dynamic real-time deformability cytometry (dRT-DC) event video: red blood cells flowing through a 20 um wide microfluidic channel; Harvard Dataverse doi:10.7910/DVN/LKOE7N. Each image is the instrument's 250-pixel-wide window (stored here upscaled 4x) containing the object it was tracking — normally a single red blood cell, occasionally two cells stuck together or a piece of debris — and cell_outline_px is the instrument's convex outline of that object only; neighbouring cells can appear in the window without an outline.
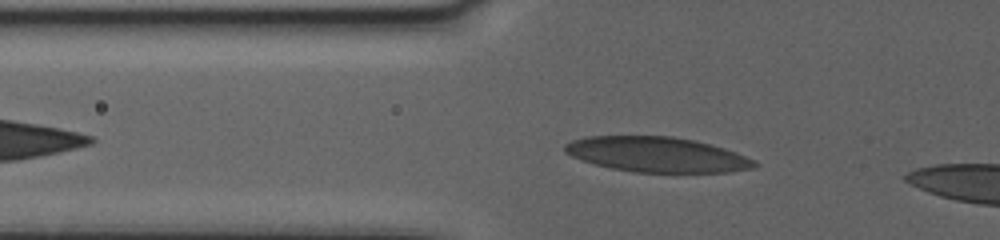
{"species": "human", "species_latin": "Homo sapiens", "temperature_condition": "warm", "stored_images_in_passage": 44, "camera_frame_rate_fps": 3000, "um_per_image_px": 0.085, "donor": {"sex": "female"}, "frame": {"image": 1, "passage_image": 9, "time_ms": 2.667, "image_size_px": [1000, 240], "cell_outline_px": [[760, 164], [756, 168], [728, 172], [632, 172], [612, 168], [596, 164], [572, 156], [564, 152], [564, 144], [572, 140], [588, 136], [672, 136], [692, 140], [724, 148], [736, 152], [756, 160]], "centroid_in_image_um": [55.88, 13.14], "position_along_channel_um": 69.9, "area_um2": 38.73}}
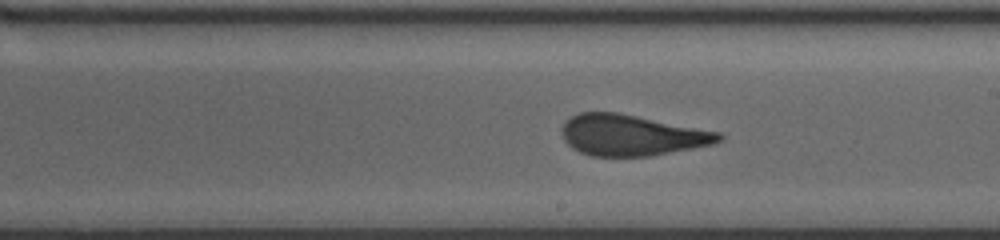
{"frame": {"image": 2, "passage_image": 25, "time_ms": 8.0, "image_size_px": [1000, 240], "cell_outline_px": [[724, 136], [720, 140], [712, 144], [692, 148], [648, 156], [592, 156], [580, 152], [572, 148], [564, 140], [560, 128], [572, 116], [580, 112], [616, 112], [720, 132]], "centroid_in_image_um": [53.65, 11.49], "position_along_channel_um": 235.3, "area_um2": 37.11}}
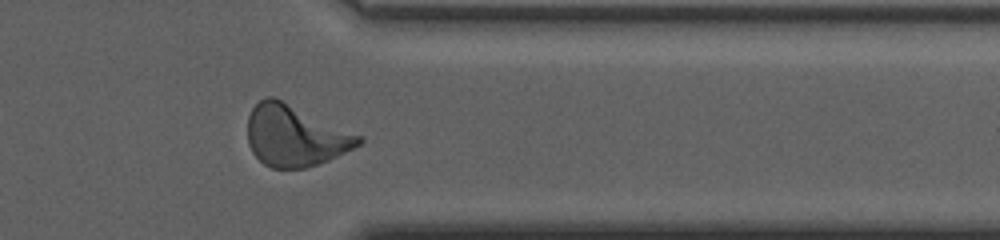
{"frame": {"image": 3, "passage_image": 39, "time_ms": 12.667, "image_size_px": [1000, 240], "cell_outline_px": [[364, 140], [360, 144], [328, 160], [304, 168], [272, 168], [264, 164], [252, 152], [248, 144], [248, 116], [252, 108], [260, 100], [268, 96], [276, 96], [364, 136]], "centroid_in_image_um": [25.09, 11.5], "position_along_channel_um": 386.3, "area_um2": 39.88}, "authors_computed_cell_mechanics": {"area_um2": 38.2347, "velocity_mm_per_s": 3.2703, "shape_relaxation_time_tau1_ms": null, "shape_relaxation_time_tau2_ms": 0.9858, "deformation_change_tau1": null, "deformation_change_tau2": 0.0762}}